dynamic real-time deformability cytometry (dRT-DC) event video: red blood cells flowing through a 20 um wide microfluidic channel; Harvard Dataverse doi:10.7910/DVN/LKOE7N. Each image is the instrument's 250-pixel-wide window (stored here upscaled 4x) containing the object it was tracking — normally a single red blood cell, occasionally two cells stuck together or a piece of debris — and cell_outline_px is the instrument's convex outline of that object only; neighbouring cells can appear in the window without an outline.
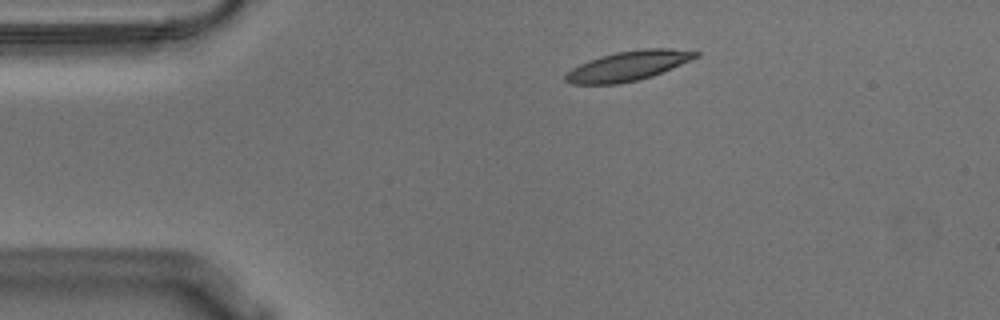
{"species": "Egyptian fruit bat (a non-hibernating species)", "species_latin": "Rousettus aegyptiacus", "temperature_condition": "warm", "stored_images_in_passage": 46, "camera_frame_rate_fps": 3000, "um_per_image_px": 0.085, "animal": {"sex": "male"}, "frame": {"image": 1, "passage_image": 1, "time_ms": 0.0, "image_size_px": [1000, 320], "cell_outline_px": [[700, 56], [692, 60], [652, 76], [620, 84], [572, 84], [564, 80], [564, 76], [572, 68], [588, 60], [600, 56], [616, 52], [644, 48], [672, 48], [700, 52]], "centroid_in_image_um": [53.41, 5.59], "position_along_channel_um": 31.6, "area_um2": 22.6}}
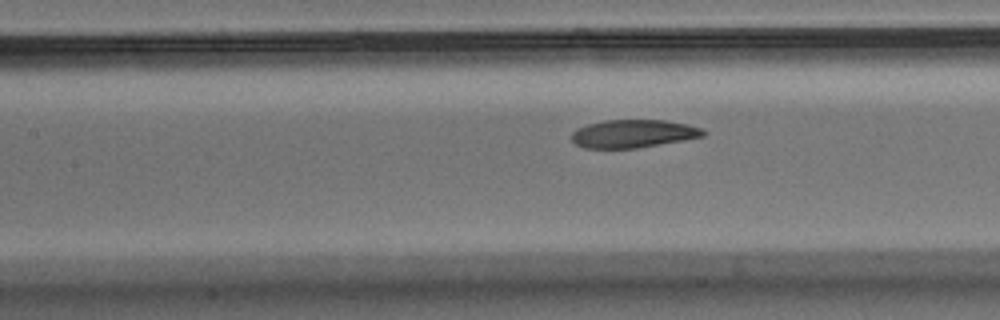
{"frame": {"image": 2, "passage_image": 15, "time_ms": 4.667, "image_size_px": [1000, 320], "cell_outline_px": [[708, 132], [704, 136], [684, 140], [636, 148], [584, 148], [576, 144], [572, 140], [572, 132], [576, 128], [588, 124], [604, 120], [664, 120], [688, 124], [700, 128]], "centroid_in_image_um": [53.83, 11.36], "position_along_channel_um": 153.6, "area_um2": 21.5}}
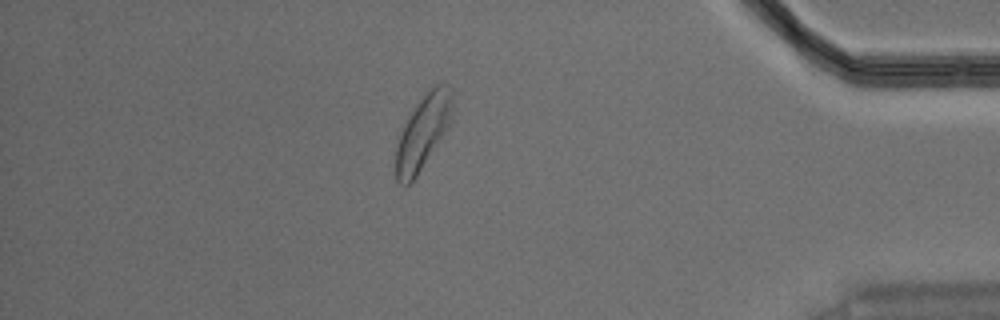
{"frame": {"image": 3, "passage_image": 39, "time_ms": 12.667, "image_size_px": [1000, 320], "cell_outline_px": [[452, 120], [448, 128], [416, 176], [408, 184], [400, 184], [396, 180], [396, 148], [404, 124], [408, 116], [416, 104], [436, 84], [440, 84], [452, 88]], "centroid_in_image_um": [35.96, 11.22], "position_along_channel_um": 399.2, "area_um2": 23.87}, "authors_computed_cell_mechanics": {"area_um2": 22.8888, "velocity_mm_per_s": 3.5634, "shape_relaxation_time_tau1_ms": 2.9964, "shape_relaxation_time_tau2_ms": 3.3697, "deformation_change_tau1": 0.1506, "deformation_change_tau2": 0.1077}}